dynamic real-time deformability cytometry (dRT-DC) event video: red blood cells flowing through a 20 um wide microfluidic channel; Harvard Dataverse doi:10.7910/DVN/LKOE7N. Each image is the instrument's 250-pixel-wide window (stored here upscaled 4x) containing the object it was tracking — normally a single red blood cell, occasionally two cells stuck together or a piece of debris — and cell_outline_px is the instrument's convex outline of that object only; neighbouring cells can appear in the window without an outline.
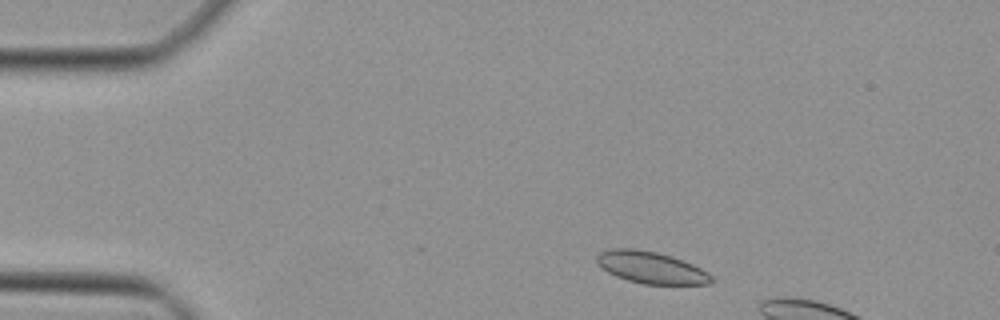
{"species": "Egyptian fruit bat (a non-hibernating species)", "species_latin": "Rousettus aegyptiacus", "temperature_condition": "cold", "stored_images_in_passage": 34, "camera_frame_rate_fps": 3000, "um_per_image_px": 0.085, "animal": {"sex": "female"}, "frame": {"image": 1, "passage_image": 3, "time_ms": 0.667, "image_size_px": [1000, 320], "cell_outline_px": [[716, 280], [708, 284], [644, 284], [628, 280], [616, 276], [600, 268], [596, 260], [596, 256], [600, 252], [612, 248], [632, 248], [656, 252], [672, 256], [692, 264], [708, 272]], "centroid_in_image_um": [55.33, 22.74], "position_along_channel_um": 29.7, "area_um2": 21.33}}
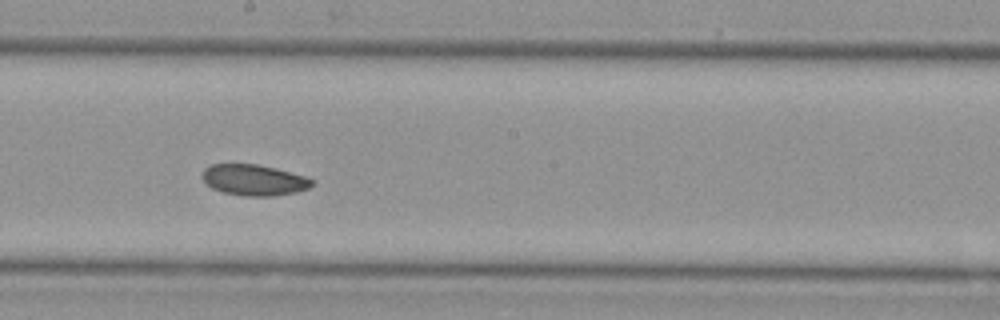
{"frame": {"image": 2, "passage_image": 21, "time_ms": 6.667, "image_size_px": [1000, 320], "cell_outline_px": [[316, 184], [308, 188], [296, 192], [272, 196], [244, 196], [224, 192], [212, 188], [200, 176], [204, 168], [212, 164], [256, 164], [276, 168], [304, 176], [316, 180]], "centroid_in_image_um": [21.61, 15.3], "position_along_channel_um": 226.6, "area_um2": 19.88}}
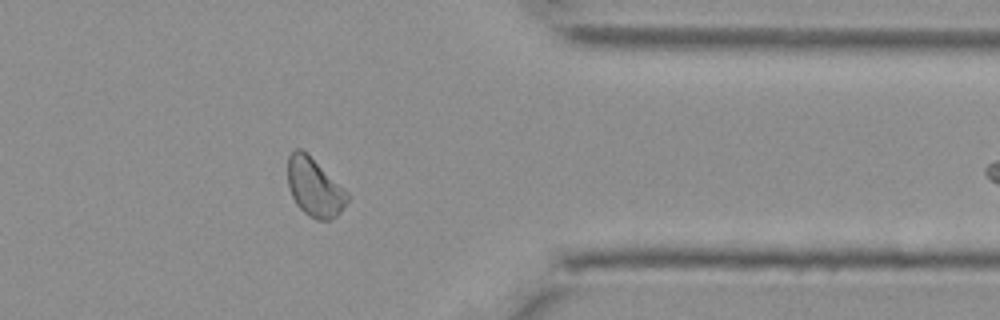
{"frame": {"image": 3, "passage_image": 33, "time_ms": 10.667, "image_size_px": [1000, 320], "cell_outline_px": [[348, 200], [340, 212], [332, 220], [316, 220], [308, 216], [296, 204], [288, 188], [288, 156], [296, 148], [300, 148], [344, 188], [348, 192]], "centroid_in_image_um": [26.72, 15.96], "position_along_channel_um": 384.7, "area_um2": 20.0}}